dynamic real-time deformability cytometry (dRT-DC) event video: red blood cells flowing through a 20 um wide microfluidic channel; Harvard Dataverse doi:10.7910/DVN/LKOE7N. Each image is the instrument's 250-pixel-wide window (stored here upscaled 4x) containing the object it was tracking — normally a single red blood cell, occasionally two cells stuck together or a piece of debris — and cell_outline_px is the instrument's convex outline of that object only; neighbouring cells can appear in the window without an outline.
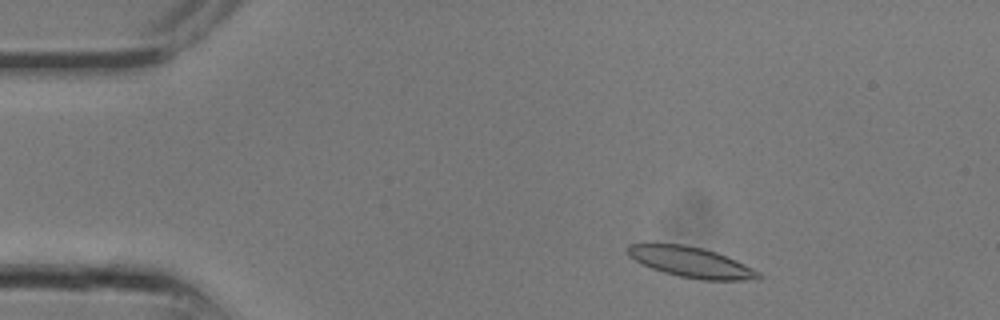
{"species": "common noctule bat (a hibernating species)", "species_latin": "Nyctalus noctula", "temperature_condition": "room temperature", "stored_images_in_passage": 25, "camera_frame_rate_fps": 3000, "um_per_image_px": 0.085, "animal": {"sex": "male", "body_mass_g": 13.3}, "frame": {"image": 1, "passage_image": 2, "time_ms": 0.333, "image_size_px": [1000, 320], "cell_outline_px": [[764, 276], [760, 280], [700, 280], [680, 276], [664, 272], [652, 268], [628, 256], [628, 244], [684, 244], [704, 248], [716, 252], [736, 260], [760, 272]], "centroid_in_image_um": [58.82, 22.3], "position_along_channel_um": 26.2, "area_um2": 23.12}}
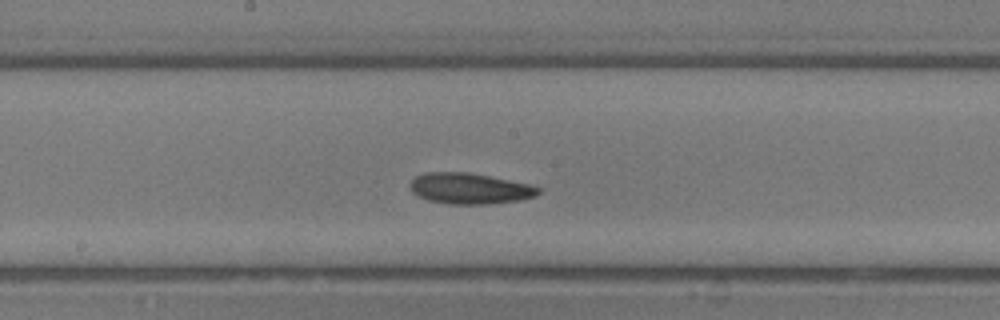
{"frame": {"image": 2, "passage_image": 12, "time_ms": 3.667, "image_size_px": [1000, 320], "cell_outline_px": [[540, 192], [536, 196], [520, 200], [492, 204], [448, 204], [428, 200], [412, 192], [412, 180], [416, 176], [424, 172], [468, 172], [528, 184], [540, 188]], "centroid_in_image_um": [39.94, 16.03], "position_along_channel_um": 208.3, "area_um2": 22.89}}
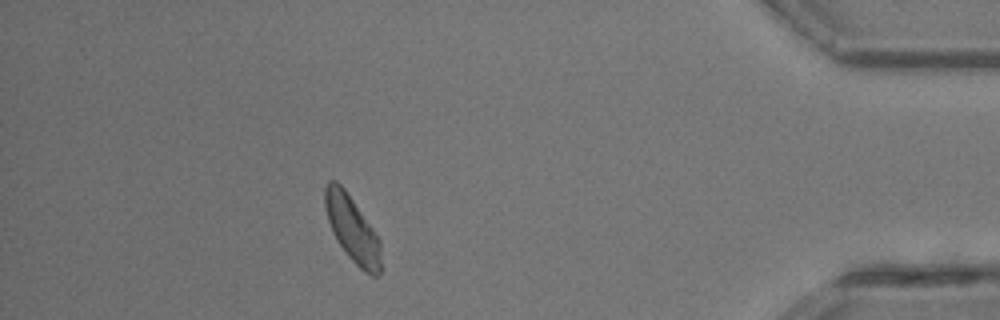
{"frame": {"image": 3, "passage_image": 22, "time_ms": 7.0, "image_size_px": [1000, 320], "cell_outline_px": [[380, 276], [372, 276], [364, 272], [348, 256], [332, 232], [328, 220], [324, 204], [324, 188], [328, 180], [336, 180], [344, 188], [372, 228], [380, 240]], "centroid_in_image_um": [29.92, 19.46], "position_along_channel_um": 405.3, "area_um2": 21.21}}